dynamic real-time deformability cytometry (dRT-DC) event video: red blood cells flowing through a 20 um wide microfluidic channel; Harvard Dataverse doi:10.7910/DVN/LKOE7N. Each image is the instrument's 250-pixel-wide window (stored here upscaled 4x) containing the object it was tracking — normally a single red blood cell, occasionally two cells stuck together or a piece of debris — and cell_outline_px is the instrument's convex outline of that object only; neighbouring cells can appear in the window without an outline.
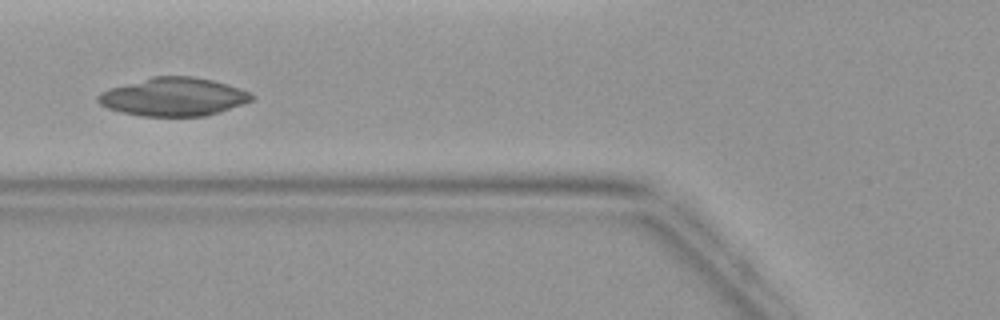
{"species": "common noctule bat (a hibernating species)", "species_latin": "Nyctalus noctula", "temperature_condition": "warm", "stored_images_in_passage": 5, "camera_frame_rate_fps": 3000, "um_per_image_px": 0.085, "animal": {"sex": "female", "body_mass_g": 19.9}, "frame": {"image": 1, "passage_image": 5, "time_ms": 5.667, "image_size_px": [1000, 320], "cell_outline_px": [[256, 96], [252, 100], [244, 104], [220, 112], [204, 116], [140, 116], [120, 112], [108, 108], [100, 104], [96, 100], [96, 96], [100, 92], [108, 88], [152, 76], [192, 76], [212, 80], [228, 84], [240, 88]], "centroid_in_image_um": [14.73, 8.23], "position_along_channel_um": 111.1, "area_um2": 34.56}}